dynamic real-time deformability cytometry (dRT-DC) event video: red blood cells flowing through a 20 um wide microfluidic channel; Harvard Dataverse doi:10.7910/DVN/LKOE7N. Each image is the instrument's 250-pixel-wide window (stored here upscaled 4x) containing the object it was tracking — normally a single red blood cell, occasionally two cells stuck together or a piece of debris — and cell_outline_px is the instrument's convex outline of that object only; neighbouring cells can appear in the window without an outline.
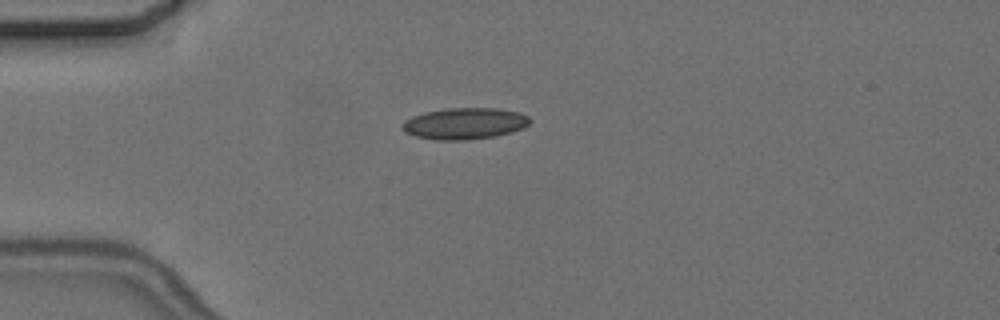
{"species": "common noctule bat (a hibernating species)", "species_latin": "Nyctalus noctula", "temperature_condition": "cold", "stored_images_in_passage": 3, "camera_frame_rate_fps": 3000, "um_per_image_px": 0.085, "animal": {"sex": "female", "body_mass_g": 24.6, "forearm_length_mm": 56.2}, "frame": {"image": 1, "passage_image": 1, "time_ms": 0.0, "image_size_px": [1000, 320], "cell_outline_px": [[532, 120], [524, 128], [512, 132], [496, 136], [468, 140], [436, 140], [416, 136], [404, 132], [400, 128], [404, 120], [412, 116], [424, 112], [448, 108], [496, 108], [520, 112], [528, 116]], "centroid_in_image_um": [39.49, 10.5], "position_along_channel_um": 45.5, "area_um2": 23.64}}